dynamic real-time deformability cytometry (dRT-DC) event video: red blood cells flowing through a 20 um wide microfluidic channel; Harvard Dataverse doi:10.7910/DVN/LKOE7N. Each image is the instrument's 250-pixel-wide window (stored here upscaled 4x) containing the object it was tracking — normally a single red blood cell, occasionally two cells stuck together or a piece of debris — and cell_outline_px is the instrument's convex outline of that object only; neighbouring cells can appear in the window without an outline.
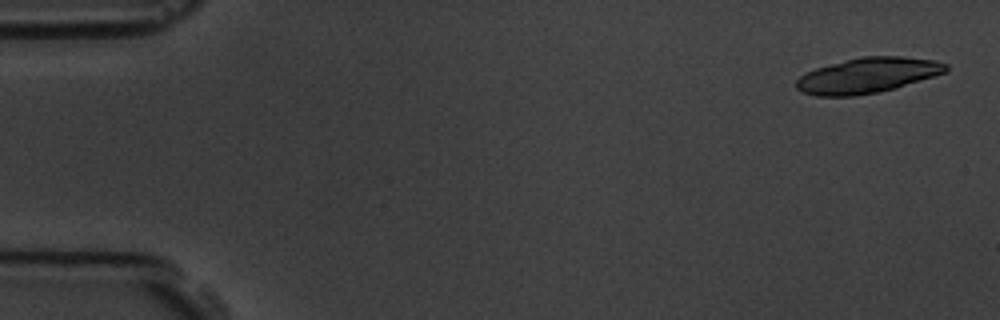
{"species": "common noctule bat (a hibernating species)", "species_latin": "Nyctalus noctula", "temperature_condition": "room temperature", "stored_images_in_passage": 3, "camera_frame_rate_fps": 3000, "um_per_image_px": 0.085, "animal": {"sex": "male", "body_mass_g": 19.5, "forearm_length_mm": 54.6}, "frame": {"image": 1, "passage_image": 1, "time_ms": 0.0, "image_size_px": [1000, 320], "cell_outline_px": [[948, 72], [896, 88], [856, 96], [816, 96], [804, 92], [796, 88], [796, 80], [800, 76], [816, 68], [864, 56], [900, 56], [936, 60], [948, 64]], "centroid_in_image_um": [73.8, 6.41], "position_along_channel_um": 11.2, "area_um2": 30.63}}